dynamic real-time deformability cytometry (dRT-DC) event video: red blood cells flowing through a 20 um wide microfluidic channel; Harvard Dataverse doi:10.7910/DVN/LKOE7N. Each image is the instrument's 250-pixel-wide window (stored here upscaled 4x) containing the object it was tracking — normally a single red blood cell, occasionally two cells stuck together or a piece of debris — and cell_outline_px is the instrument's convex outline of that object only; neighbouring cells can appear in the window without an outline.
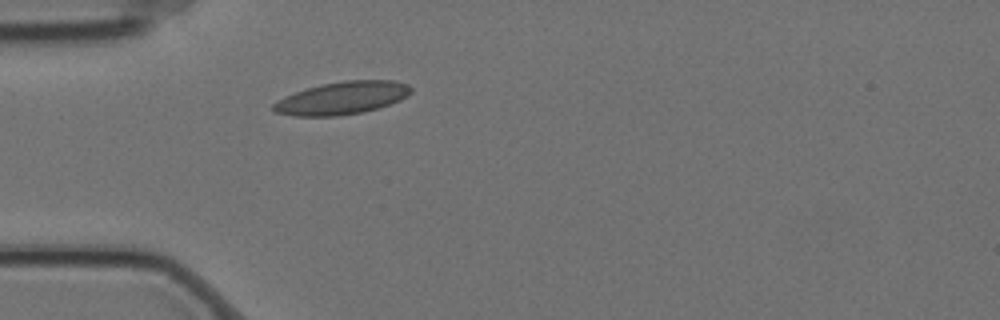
{"species": "Egyptian fruit bat (a non-hibernating species)", "species_latin": "Rousettus aegyptiacus", "temperature_condition": "cold", "stored_images_in_passage": 1, "camera_frame_rate_fps": 3000, "um_per_image_px": 0.085, "animal": {"sex": "female"}, "frame": {"image": 1, "passage_image": 1, "time_ms": 0.0, "image_size_px": [1000, 320], "cell_outline_px": [[412, 92], [408, 96], [400, 100], [376, 108], [360, 112], [336, 116], [292, 116], [276, 112], [272, 108], [272, 104], [276, 100], [284, 96], [308, 88], [324, 84], [344, 80], [396, 80], [408, 84], [412, 88]], "centroid_in_image_um": [29.08, 8.32], "position_along_channel_um": 55.9, "area_um2": 26.13}}